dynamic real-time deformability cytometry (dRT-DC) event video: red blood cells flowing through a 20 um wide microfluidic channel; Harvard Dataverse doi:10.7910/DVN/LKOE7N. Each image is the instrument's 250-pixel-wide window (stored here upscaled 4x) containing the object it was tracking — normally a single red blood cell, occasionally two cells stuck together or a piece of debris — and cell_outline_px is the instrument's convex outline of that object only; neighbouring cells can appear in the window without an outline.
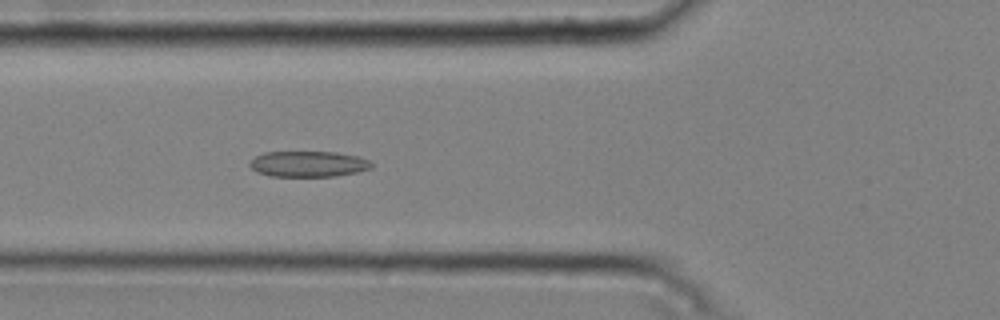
{"species": "common noctule bat (a hibernating species)", "species_latin": "Nyctalus noctula", "temperature_condition": "cold", "stored_images_in_passage": 45, "camera_frame_rate_fps": 3000, "um_per_image_px": 0.085, "animal": {"sex": "male", "body_mass_g": 20.4}, "frame": {"image": 1, "passage_image": 19, "time_ms": 6.0, "image_size_px": [1000, 320], "cell_outline_px": [[372, 168], [356, 172], [336, 176], [272, 176], [256, 172], [248, 164], [256, 156], [264, 152], [336, 152], [356, 156], [368, 160], [372, 164]], "centroid_in_image_um": [26.19, 13.94], "position_along_channel_um": 99.6, "area_um2": 18.15}}
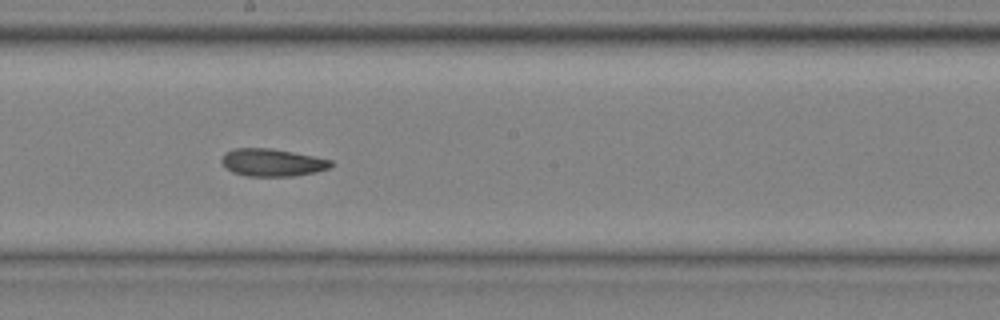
{"frame": {"image": 2, "passage_image": 29, "time_ms": 9.333, "image_size_px": [1000, 320], "cell_outline_px": [[332, 168], [316, 172], [292, 176], [248, 176], [232, 172], [220, 160], [224, 152], [232, 148], [272, 148], [332, 160]], "centroid_in_image_um": [23.14, 13.81], "position_along_channel_um": 225.1, "area_um2": 17.57}}
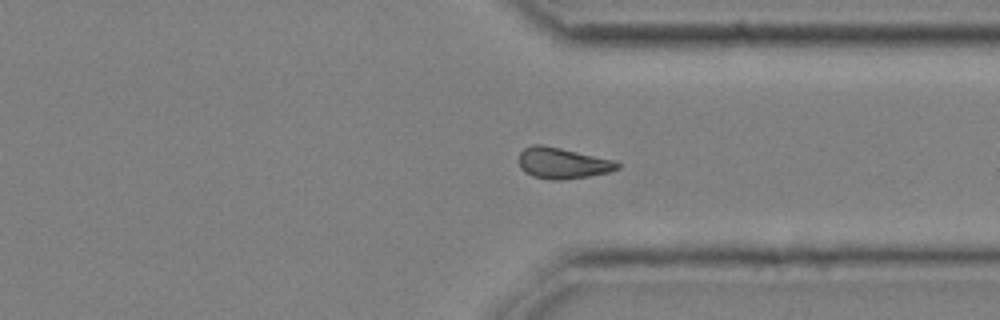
{"frame": {"image": 3, "passage_image": 40, "time_ms": 13.0, "image_size_px": [1000, 320], "cell_outline_px": [[620, 168], [608, 172], [588, 176], [564, 180], [552, 180], [532, 176], [524, 172], [520, 168], [520, 152], [524, 148], [532, 144], [540, 144], [560, 148], [616, 160], [620, 164]], "centroid_in_image_um": [47.82, 13.87], "position_along_channel_um": 363.6, "area_um2": 17.86}, "authors_computed_cell_mechanics": {"area_um2": 18.0336, "velocity_mm_per_s": 3.7596, "shape_relaxation_time_tau1_ms": null, "shape_relaxation_time_tau2_ms": 3.5299, "deformation_change_tau1": null, "deformation_change_tau2": 0.0955}}